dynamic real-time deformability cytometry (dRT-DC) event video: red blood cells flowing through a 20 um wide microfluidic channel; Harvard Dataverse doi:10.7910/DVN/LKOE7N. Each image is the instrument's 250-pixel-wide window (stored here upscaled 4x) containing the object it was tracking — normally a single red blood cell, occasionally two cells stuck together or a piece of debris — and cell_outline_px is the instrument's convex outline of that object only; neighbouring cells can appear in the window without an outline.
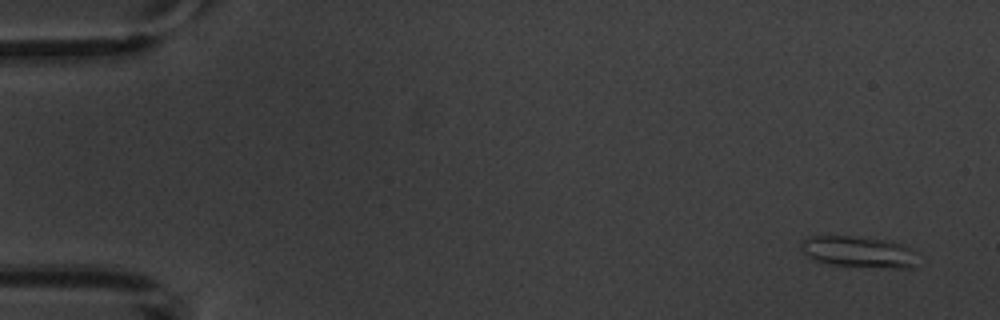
{"species": "common noctule bat (a hibernating species)", "species_latin": "Nyctalus noctula", "temperature_condition": "warm", "stored_images_in_passage": 5, "camera_frame_rate_fps": 3000, "um_per_image_px": 0.085, "animal": {"sex": "male", "body_mass_g": 20.1, "forearm_length_mm": 53.5}, "frame": {"image": 1, "passage_image": 1, "time_ms": 0.0, "image_size_px": [1000, 320], "cell_outline_px": [[916, 252], [912, 268], [880, 268], [832, 264], [816, 260], [808, 256], [800, 248], [800, 240], [808, 236], [852, 236], [892, 240], [904, 244], [912, 248]], "centroid_in_image_um": [73.0, 21.39], "position_along_channel_um": 12.0, "area_um2": 21.5}}
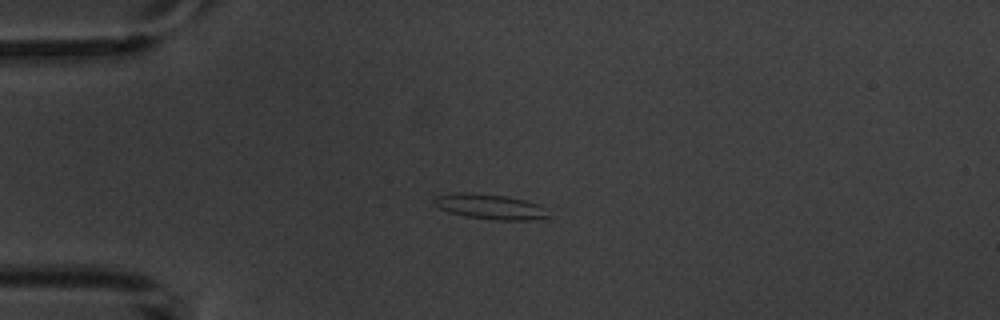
{"frame": {"image": 2, "passage_image": 4, "time_ms": 3.667, "image_size_px": [1000, 320], "cell_outline_px": [[552, 216], [528, 220], [496, 220], [464, 216], [448, 212], [440, 208], [432, 200], [436, 196], [460, 192], [472, 192], [508, 196], [524, 200], [536, 204]], "centroid_in_image_um": [41.61, 17.56], "position_along_channel_um": 43.4, "area_um2": 16.59}}